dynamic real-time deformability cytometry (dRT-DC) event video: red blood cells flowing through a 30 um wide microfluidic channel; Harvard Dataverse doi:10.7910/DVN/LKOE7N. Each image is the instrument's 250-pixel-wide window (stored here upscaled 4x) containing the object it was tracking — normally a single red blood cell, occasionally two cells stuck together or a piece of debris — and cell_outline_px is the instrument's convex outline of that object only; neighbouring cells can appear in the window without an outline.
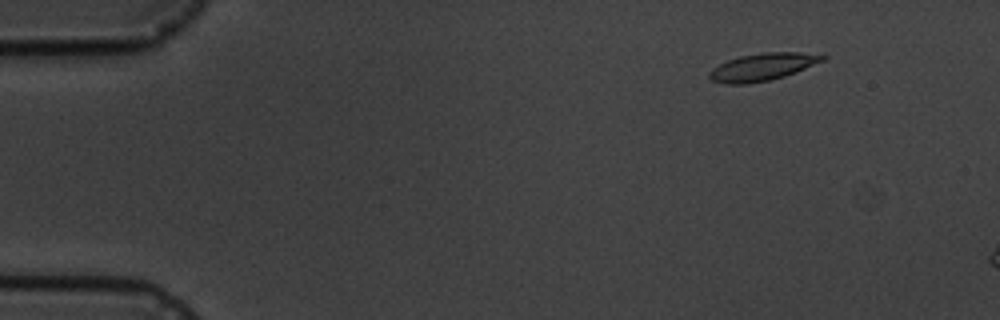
{"species": "common noctule bat (a hibernating species)", "species_latin": "Nyctalus noctula", "temperature_condition": "cold", "stored_images_in_passage": 3, "camera_frame_rate_fps": 3000, "um_per_image_px": 0.085, "animal": {"sex": "male", "body_mass_g": 19.5, "forearm_length_mm": 54.6}, "frame": {"image": 1, "passage_image": 2, "time_ms": 1.333, "image_size_px": [1000, 320], "cell_outline_px": [[828, 56], [824, 60], [796, 72], [784, 76], [768, 80], [748, 84], [724, 84], [712, 80], [708, 76], [708, 72], [712, 68], [728, 60], [740, 56], [764, 52], [800, 52]], "centroid_in_image_um": [64.79, 5.69], "position_along_channel_um": 20.2, "area_um2": 17.98}}